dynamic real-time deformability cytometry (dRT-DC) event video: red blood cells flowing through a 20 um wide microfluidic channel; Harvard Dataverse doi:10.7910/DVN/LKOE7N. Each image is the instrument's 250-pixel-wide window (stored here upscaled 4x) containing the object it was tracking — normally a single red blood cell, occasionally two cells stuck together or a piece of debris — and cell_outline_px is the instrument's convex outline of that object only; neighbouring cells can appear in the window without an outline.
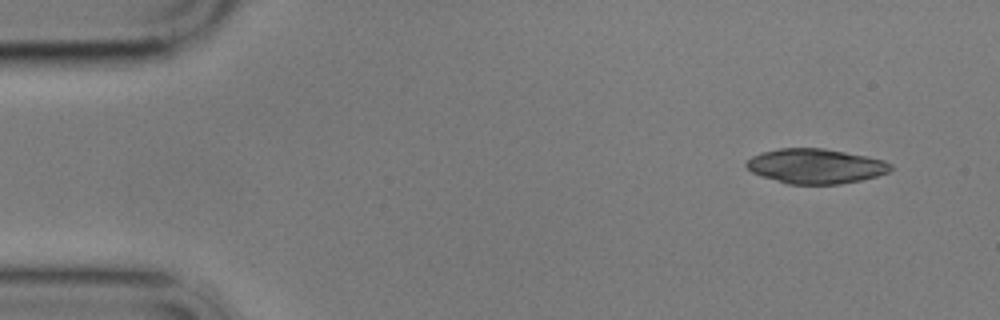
{"species": "common noctule bat (a hibernating species)", "species_latin": "Nyctalus noctula", "temperature_condition": "cold", "stored_images_in_passage": 5, "camera_frame_rate_fps": 3000, "um_per_image_px": 0.085, "animal": {"sex": "male", "body_mass_g": 17.9}, "frame": {"image": 1, "passage_image": 1, "time_ms": 0.0, "image_size_px": [1000, 320], "cell_outline_px": [[892, 168], [888, 172], [876, 176], [860, 180], [840, 184], [788, 184], [760, 176], [752, 172], [744, 164], [752, 156], [764, 152], [780, 148], [824, 148], [884, 160], [892, 164]], "centroid_in_image_um": [69.31, 14.13], "position_along_channel_um": 15.7, "area_um2": 29.07}}